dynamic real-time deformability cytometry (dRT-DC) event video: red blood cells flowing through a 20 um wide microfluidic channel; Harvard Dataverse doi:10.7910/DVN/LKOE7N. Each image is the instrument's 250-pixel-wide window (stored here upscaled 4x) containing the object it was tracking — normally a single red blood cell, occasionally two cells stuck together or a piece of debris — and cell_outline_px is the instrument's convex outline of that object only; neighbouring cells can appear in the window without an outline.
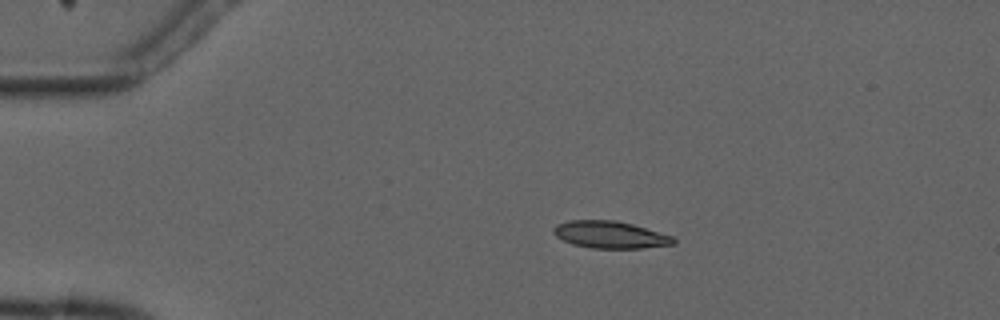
{"species": "common noctule bat (a hibernating species)", "species_latin": "Nyctalus noctula", "temperature_condition": "cold", "stored_images_in_passage": 4, "camera_frame_rate_fps": 3000, "um_per_image_px": 0.085, "animal": {"sex": "male", "forearm_length_mm": 52.5}, "frame": {"image": 1, "passage_image": 3, "time_ms": 3.0, "image_size_px": [1000, 320], "cell_outline_px": [[676, 244], [644, 248], [592, 248], [572, 244], [556, 236], [552, 232], [552, 228], [556, 224], [568, 220], [616, 220], [632, 224], [672, 236], [676, 240]], "centroid_in_image_um": [51.84, 19.95], "position_along_channel_um": 33.2, "area_um2": 19.02}}